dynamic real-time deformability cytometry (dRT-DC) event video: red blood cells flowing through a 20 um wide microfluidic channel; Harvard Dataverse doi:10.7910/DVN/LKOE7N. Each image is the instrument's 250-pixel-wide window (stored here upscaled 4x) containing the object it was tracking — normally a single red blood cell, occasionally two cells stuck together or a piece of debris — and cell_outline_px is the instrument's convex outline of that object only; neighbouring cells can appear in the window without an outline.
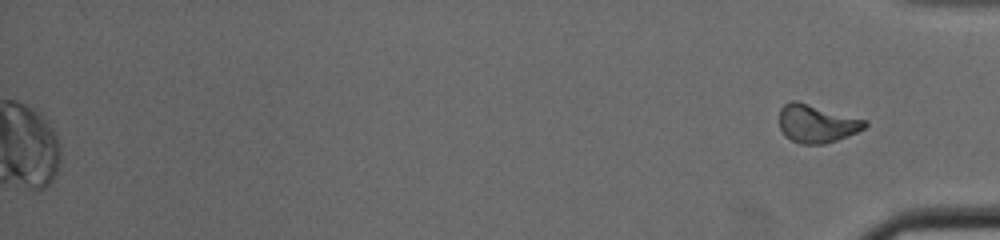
{"species": "common noctule bat (a hibernating species)", "species_latin": "Nyctalus noctula", "temperature_condition": "cold", "stored_images_in_passage": 41, "camera_frame_rate_fps": 3000, "um_per_image_px": 0.085, "animal": {"sex": "male", "body_mass_g": 19.0, "forearm_length_mm": 50.8}, "frame": {"image": 1, "passage_image": 41, "time_ms": 13.333, "image_size_px": [1000, 240], "cell_outline_px": [[868, 124], [864, 128], [856, 132], [836, 140], [824, 144], [800, 144], [784, 136], [780, 128], [780, 108], [784, 104], [792, 100], [796, 100], [868, 120]], "centroid_in_image_um": [69.41, 10.5], "position_along_channel_um": 365.8, "area_um2": 19.02}}